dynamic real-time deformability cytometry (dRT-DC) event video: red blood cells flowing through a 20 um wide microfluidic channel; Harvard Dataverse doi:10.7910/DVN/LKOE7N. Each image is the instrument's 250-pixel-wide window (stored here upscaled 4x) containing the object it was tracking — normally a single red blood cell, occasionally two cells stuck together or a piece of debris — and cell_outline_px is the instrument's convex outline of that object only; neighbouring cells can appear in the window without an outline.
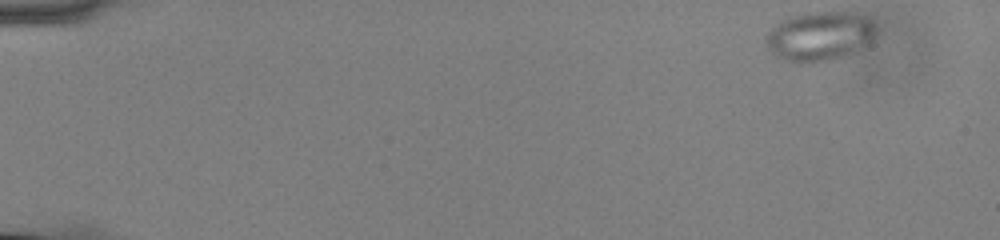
{"species": "common noctule bat (a hibernating species)", "species_latin": "Nyctalus noctula", "temperature_condition": "cold", "stored_images_in_passage": 53, "camera_frame_rate_fps": 3000, "um_per_image_px": 0.085, "animal": {"sex": "male", "body_mass_g": 13.0, "forearm_length_mm": 53.1}, "frame": {"image": 1, "passage_image": 1, "time_ms": 0.0, "image_size_px": [1000, 240], "cell_outline_px": [[872, 36], [868, 40], [848, 52], [840, 56], [816, 64], [796, 64], [776, 56], [764, 44], [764, 36], [780, 20], [804, 12], [848, 12], [864, 16], [872, 20]], "centroid_in_image_um": [69.5, 3.08], "position_along_channel_um": 15.5, "area_um2": 31.04}}
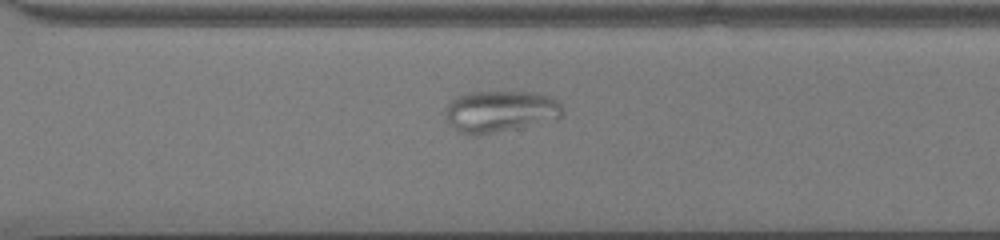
{"frame": {"image": 2, "passage_image": 38, "time_ms": 12.333, "image_size_px": [1000, 240], "cell_outline_px": [[564, 116], [556, 120], [476, 136], [468, 136], [456, 132], [448, 120], [444, 112], [448, 104], [456, 96], [468, 92], [536, 92], [556, 100], [560, 104], [564, 112]], "centroid_in_image_um": [42.5, 9.48], "position_along_channel_um": 328.1, "area_um2": 28.73}}
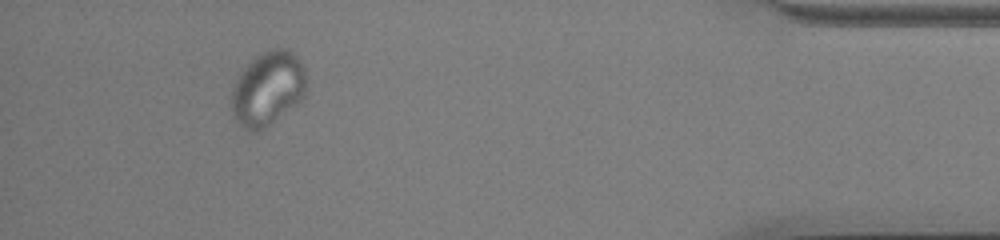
{"frame": {"image": 3, "passage_image": 49, "time_ms": 16.0, "image_size_px": [1000, 240], "cell_outline_px": [[308, 80], [304, 96], [296, 104], [264, 128], [256, 132], [252, 132], [244, 128], [232, 116], [232, 88], [236, 76], [256, 56], [272, 48], [284, 48], [292, 52], [300, 60], [304, 68]], "centroid_in_image_um": [22.76, 7.52], "position_along_channel_um": 412.4, "area_um2": 32.37}}